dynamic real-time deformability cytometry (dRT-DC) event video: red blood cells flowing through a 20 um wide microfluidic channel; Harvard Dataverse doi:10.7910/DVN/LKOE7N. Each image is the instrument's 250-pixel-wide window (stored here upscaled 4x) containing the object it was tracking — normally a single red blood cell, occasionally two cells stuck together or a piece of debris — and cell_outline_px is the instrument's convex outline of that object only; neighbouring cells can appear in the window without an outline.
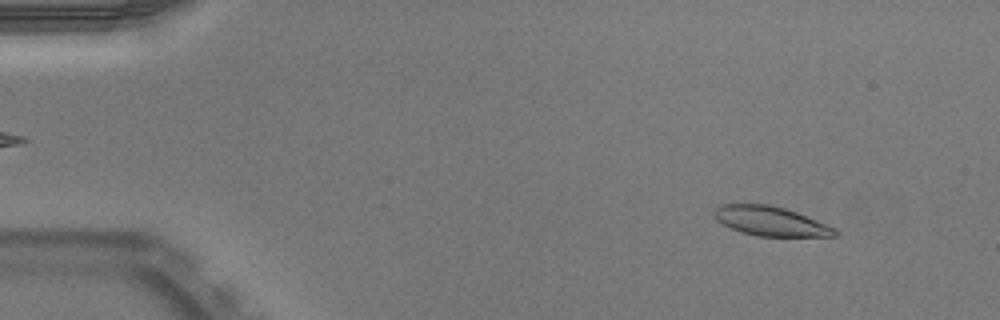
{"species": "Egyptian fruit bat (a non-hibernating species)", "species_latin": "Rousettus aegyptiacus", "temperature_condition": "warm", "stored_images_in_passage": 52, "camera_frame_rate_fps": 3000, "um_per_image_px": 0.085, "animal": {"sex": "male"}, "frame": {"image": 1, "passage_image": 5, "time_ms": 1.333, "image_size_px": [1000, 320], "cell_outline_px": [[840, 232], [836, 236], [756, 236], [740, 232], [716, 220], [712, 216], [712, 212], [720, 204], [768, 204], [784, 208], [796, 212], [836, 228]], "centroid_in_image_um": [65.48, 18.8], "position_along_channel_um": 19.5, "area_um2": 20.69}}
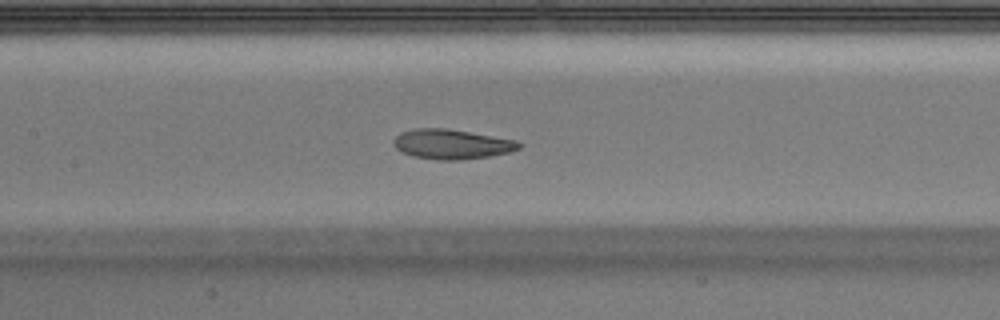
{"frame": {"image": 2, "passage_image": 24, "time_ms": 7.667, "image_size_px": [1000, 320], "cell_outline_px": [[524, 144], [520, 148], [508, 152], [488, 156], [460, 160], [436, 160], [416, 156], [404, 152], [396, 148], [392, 144], [392, 140], [400, 132], [412, 128], [448, 128], [516, 140]], "centroid_in_image_um": [38.38, 12.24], "position_along_channel_um": 169.0, "area_um2": 21.79}}
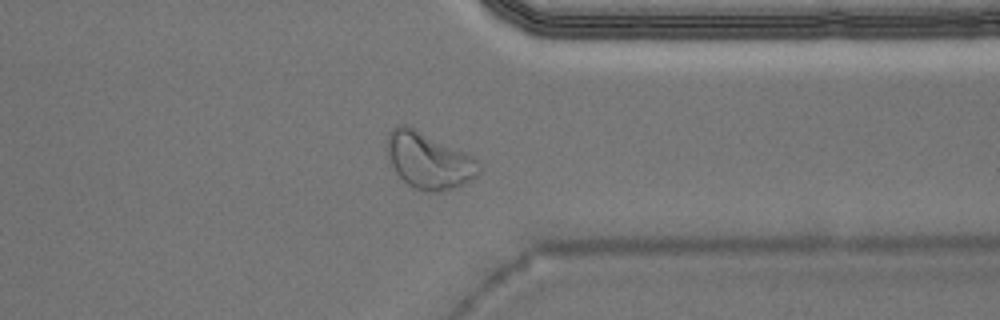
{"frame": {"image": 3, "passage_image": 40, "time_ms": 13.0, "image_size_px": [1000, 320], "cell_outline_px": [[480, 172], [476, 176], [464, 184], [456, 188], [440, 192], [428, 192], [416, 188], [408, 184], [396, 172], [384, 148], [388, 132], [396, 124], [404, 124], [472, 156], [480, 164]], "centroid_in_image_um": [36.41, 13.65], "position_along_channel_um": 375.0, "area_um2": 29.88}}